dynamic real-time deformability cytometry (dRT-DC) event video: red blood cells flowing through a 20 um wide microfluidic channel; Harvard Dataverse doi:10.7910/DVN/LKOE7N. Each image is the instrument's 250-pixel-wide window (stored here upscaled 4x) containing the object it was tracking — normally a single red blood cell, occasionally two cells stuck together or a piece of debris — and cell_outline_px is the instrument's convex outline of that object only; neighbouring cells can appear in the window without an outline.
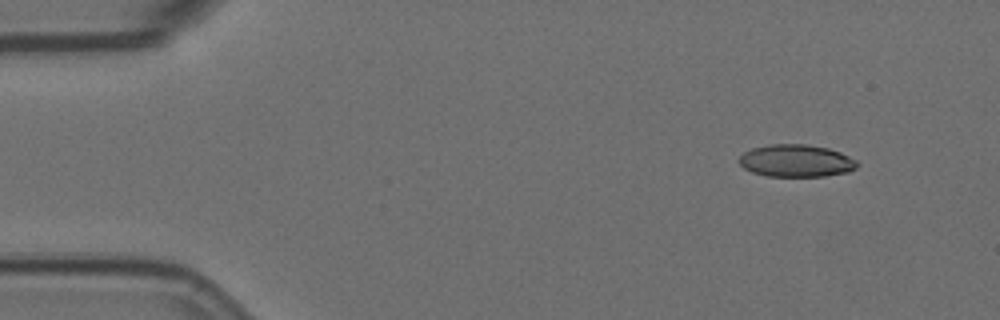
{"species": "Egyptian fruit bat (a non-hibernating species)", "species_latin": "Rousettus aegyptiacus", "temperature_condition": "room temperature", "stored_images_in_passage": 4, "camera_frame_rate_fps": 3000, "um_per_image_px": 0.085, "animal": {"sex": "female"}, "frame": {"image": 1, "passage_image": 1, "time_ms": 0.0, "image_size_px": [1000, 320], "cell_outline_px": [[860, 164], [856, 168], [848, 172], [824, 176], [768, 176], [752, 172], [744, 168], [736, 160], [744, 152], [752, 148], [768, 144], [808, 144], [828, 148], [840, 152], [856, 160]], "centroid_in_image_um": [67.66, 13.66], "position_along_channel_um": 17.3, "area_um2": 22.43}}
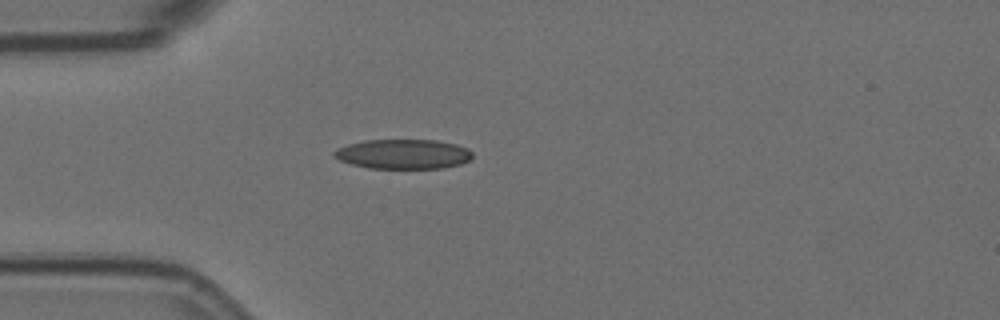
{"frame": {"image": 2, "passage_image": 4, "time_ms": 1.0, "image_size_px": [1000, 320], "cell_outline_px": [[472, 156], [468, 160], [460, 164], [444, 168], [368, 168], [352, 164], [340, 160], [332, 156], [332, 152], [336, 148], [348, 144], [364, 140], [436, 140], [456, 144], [468, 148], [472, 152]], "centroid_in_image_um": [34.25, 13.09], "position_along_channel_um": 50.8, "area_um2": 23.99}}